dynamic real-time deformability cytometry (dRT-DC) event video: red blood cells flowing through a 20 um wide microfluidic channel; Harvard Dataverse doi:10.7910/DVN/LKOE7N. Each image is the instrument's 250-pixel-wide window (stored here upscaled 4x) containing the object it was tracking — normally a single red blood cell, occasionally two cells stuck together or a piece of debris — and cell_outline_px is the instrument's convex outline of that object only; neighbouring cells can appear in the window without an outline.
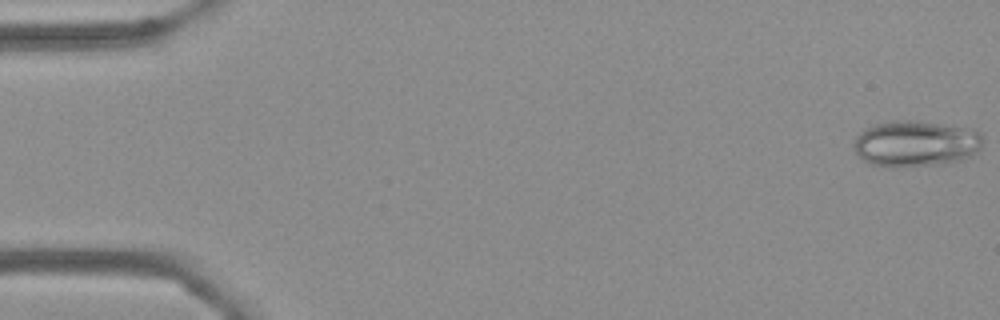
{"species": "Egyptian fruit bat (a non-hibernating species)", "species_latin": "Rousettus aegyptiacus", "temperature_condition": "cold", "stored_images_in_passage": 22, "camera_frame_rate_fps": 3000, "um_per_image_px": 0.085, "frame": {"image": 1, "passage_image": 1, "time_ms": 0.0, "image_size_px": [1000, 320], "cell_outline_px": [[984, 140], [980, 148], [972, 156], [956, 160], [932, 164], [892, 168], [868, 164], [852, 148], [852, 140], [864, 128], [872, 124], [892, 120], [916, 120], [968, 128], [980, 132]], "centroid_in_image_um": [77.77, 12.19], "position_along_channel_um": 7.2, "area_um2": 34.97}}
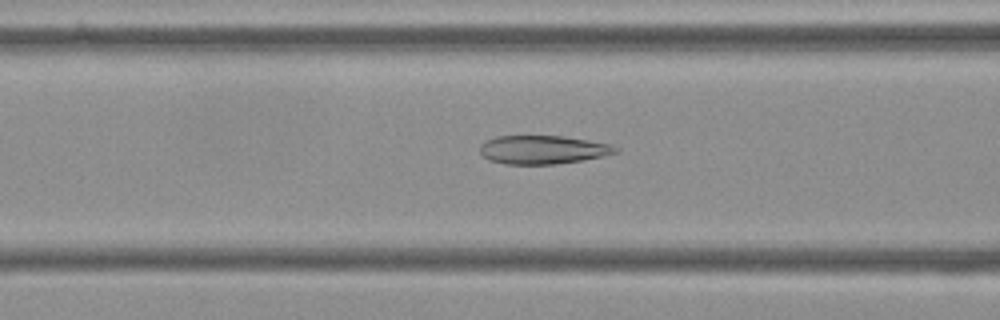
{"frame": {"image": 2, "passage_image": 22, "time_ms": 7.0, "image_size_px": [1000, 320], "cell_outline_px": [[620, 152], [604, 156], [584, 160], [556, 164], [504, 164], [488, 160], [480, 152], [480, 144], [484, 140], [496, 136], [564, 136], [612, 144], [620, 148]], "centroid_in_image_um": [46.17, 12.72], "position_along_channel_um": 120.4, "area_um2": 22.89}}